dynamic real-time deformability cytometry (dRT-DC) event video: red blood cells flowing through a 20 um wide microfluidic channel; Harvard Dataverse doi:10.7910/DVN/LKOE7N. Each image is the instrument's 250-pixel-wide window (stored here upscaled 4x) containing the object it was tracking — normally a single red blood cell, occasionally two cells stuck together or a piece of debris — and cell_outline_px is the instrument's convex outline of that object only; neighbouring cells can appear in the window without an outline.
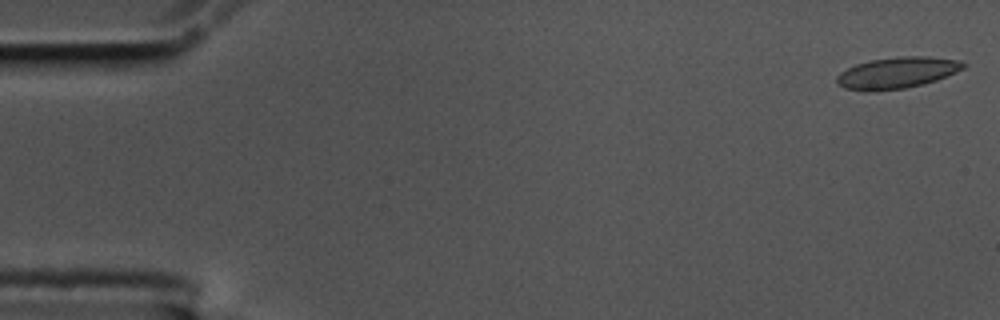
{"species": "common noctule bat (a hibernating species)", "species_latin": "Nyctalus noctula", "temperature_condition": "cold", "stored_images_in_passage": 53, "camera_frame_rate_fps": 3000, "um_per_image_px": 0.085, "animal": {"sex": "male", "body_mass_g": 17.5, "forearm_length_mm": 52.3}, "frame": {"image": 1, "passage_image": 1, "time_ms": 0.0, "image_size_px": [1000, 320], "cell_outline_px": [[968, 64], [964, 68], [956, 72], [936, 80], [904, 88], [876, 92], [864, 92], [844, 88], [836, 80], [836, 76], [840, 72], [856, 64], [872, 60], [896, 56], [928, 56], [960, 60]], "centroid_in_image_um": [76.24, 6.19], "position_along_channel_um": 8.8, "area_um2": 23.24}}
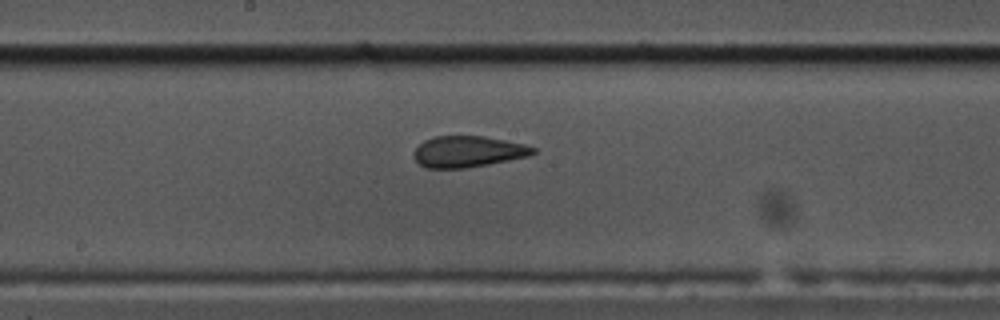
{"frame": {"image": 2, "passage_image": 30, "time_ms": 9.667, "image_size_px": [1000, 320], "cell_outline_px": [[536, 152], [528, 156], [488, 164], [464, 168], [424, 168], [412, 156], [412, 152], [424, 140], [436, 136], [484, 136], [524, 144], [536, 148]], "centroid_in_image_um": [39.74, 12.88], "position_along_channel_um": 208.5, "area_um2": 21.62}}
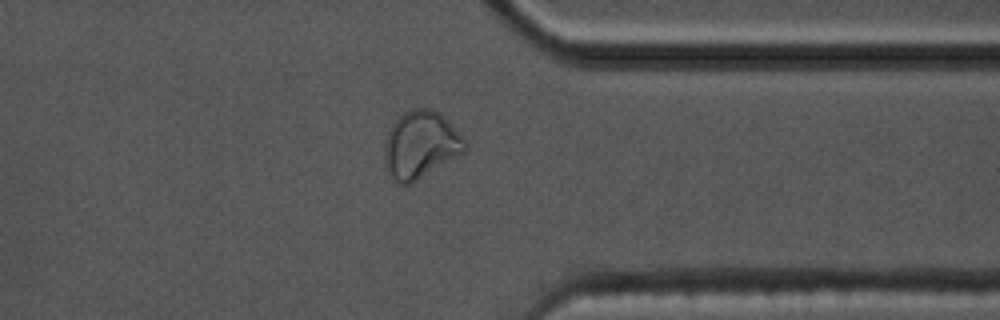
{"frame": {"image": 3, "passage_image": 45, "time_ms": 14.667, "image_size_px": [1000, 320], "cell_outline_px": [[468, 148], [464, 152], [416, 180], [408, 184], [400, 184], [392, 176], [388, 168], [384, 156], [384, 144], [388, 132], [392, 124], [404, 112], [412, 108], [432, 108], [440, 112], [444, 116], [468, 144]], "centroid_in_image_um": [35.76, 12.26], "position_along_channel_um": 375.6, "area_um2": 31.04}, "authors_computed_cell_mechanics": {"area_um2": 22.6576, "velocity_mm_per_s": 3.4297, "shape_relaxation_time_tau1_ms": null, "shape_relaxation_time_tau2_ms": 1.11, "deformation_change_tau1": null, "deformation_change_tau2": 0.0826}}